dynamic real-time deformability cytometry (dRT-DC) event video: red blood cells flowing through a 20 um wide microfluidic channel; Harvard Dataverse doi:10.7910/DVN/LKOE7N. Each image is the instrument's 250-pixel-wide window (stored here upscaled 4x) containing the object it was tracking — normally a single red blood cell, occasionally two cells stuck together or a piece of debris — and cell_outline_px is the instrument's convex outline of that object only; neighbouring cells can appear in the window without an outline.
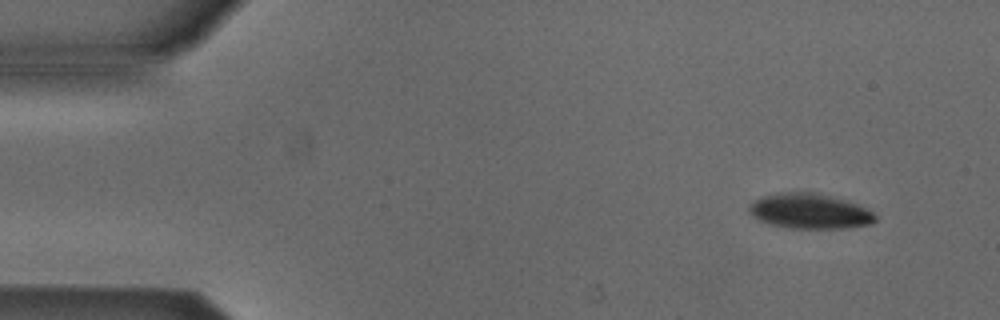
{"species": "Egyptian fruit bat (a non-hibernating species)", "species_latin": "Rousettus aegyptiacus", "temperature_condition": "cold", "stored_images_in_passage": 3, "camera_frame_rate_fps": 3000, "um_per_image_px": 0.085, "animal": {"sex": "male"}, "frame": {"image": 1, "passage_image": 1, "time_ms": 0.0, "image_size_px": [1000, 320], "cell_outline_px": [[876, 220], [872, 224], [848, 228], [792, 228], [772, 224], [760, 220], [752, 216], [748, 212], [748, 204], [752, 200], [760, 196], [776, 192], [812, 192], [844, 200], [856, 204], [872, 212], [876, 216]], "centroid_in_image_um": [68.76, 17.94], "position_along_channel_um": 16.2, "area_um2": 25.84}}
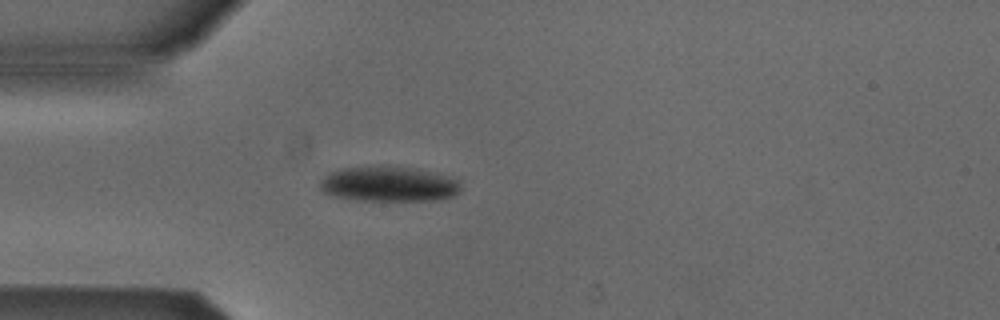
{"frame": {"image": 2, "passage_image": 3, "time_ms": 0.667, "image_size_px": [1000, 320], "cell_outline_px": [[460, 192], [452, 196], [436, 200], [356, 200], [332, 196], [324, 192], [320, 188], [320, 180], [328, 172], [340, 168], [388, 164], [412, 168], [452, 176], [460, 180]], "centroid_in_image_um": [33.03, 15.61], "position_along_channel_um": 52.0, "area_um2": 29.48}}